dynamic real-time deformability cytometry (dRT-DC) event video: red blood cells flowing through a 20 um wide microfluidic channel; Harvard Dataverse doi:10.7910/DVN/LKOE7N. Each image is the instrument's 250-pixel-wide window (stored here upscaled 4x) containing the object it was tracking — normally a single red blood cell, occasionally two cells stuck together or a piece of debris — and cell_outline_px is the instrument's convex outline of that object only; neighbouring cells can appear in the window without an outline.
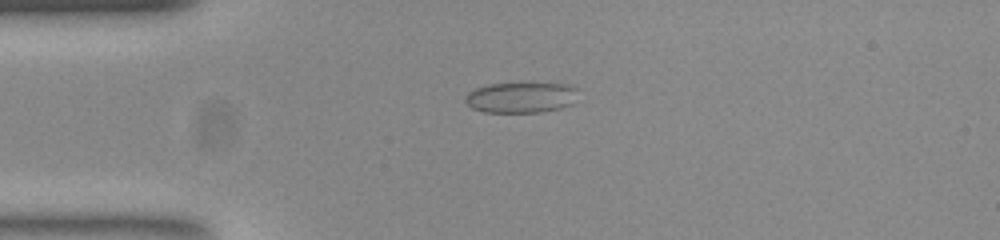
{"species": "common noctule bat (a hibernating species)", "species_latin": "Nyctalus noctula", "temperature_condition": "room temperature", "stored_images_in_passage": 45, "camera_frame_rate_fps": 3000, "um_per_image_px": 0.085, "animal": {"sex": "female", "body_mass_g": 23.0, "forearm_length_mm": 53.4}, "frame": {"image": 1, "passage_image": 3, "time_ms": 0.667, "image_size_px": [1000, 240], "cell_outline_px": [[576, 88], [572, 104], [560, 108], [540, 112], [484, 112], [472, 108], [464, 100], [464, 96], [468, 92], [476, 88], [488, 84], [572, 84]], "centroid_in_image_um": [44.24, 8.29], "position_along_channel_um": 40.8, "area_um2": 19.88}}
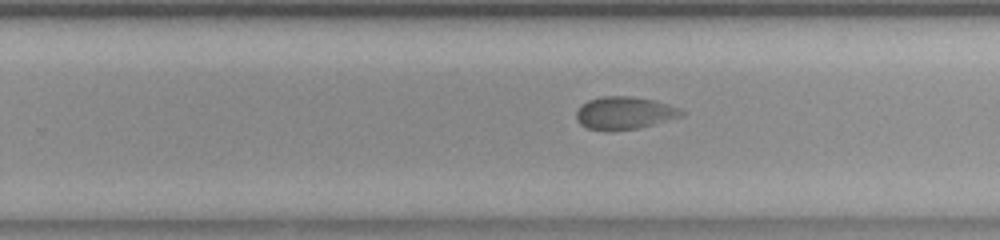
{"frame": {"image": 2, "passage_image": 24, "time_ms": 7.667, "image_size_px": [1000, 240], "cell_outline_px": [[684, 116], [636, 128], [588, 128], [580, 124], [576, 120], [576, 112], [588, 100], [600, 96], [632, 96], [656, 100], [680, 108], [684, 112]], "centroid_in_image_um": [53.12, 9.55], "position_along_channel_um": 276.7, "area_um2": 19.42}}
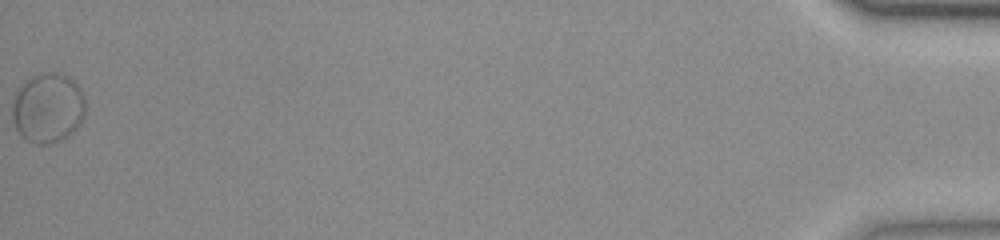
{"frame": {"image": 3, "passage_image": 45, "time_ms": 14.667, "image_size_px": [1000, 240], "cell_outline_px": [[84, 116], [80, 124], [64, 140], [44, 144], [40, 144], [28, 140], [20, 136], [16, 128], [12, 116], [12, 104], [24, 80], [32, 76], [48, 72], [56, 72], [68, 76], [80, 88], [84, 96]], "centroid_in_image_um": [4.08, 9.18], "position_along_channel_um": 431.1, "area_um2": 29.65}}